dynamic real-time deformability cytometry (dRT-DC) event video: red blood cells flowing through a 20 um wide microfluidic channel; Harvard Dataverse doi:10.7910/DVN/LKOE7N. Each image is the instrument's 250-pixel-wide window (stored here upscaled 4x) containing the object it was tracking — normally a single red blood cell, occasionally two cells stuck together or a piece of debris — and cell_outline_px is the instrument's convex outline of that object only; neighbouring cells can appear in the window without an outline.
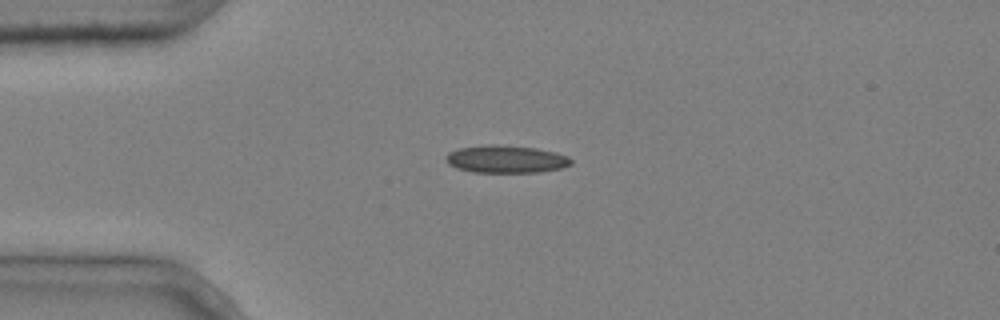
{"species": "common noctule bat (a hibernating species)", "species_latin": "Nyctalus noctula", "temperature_condition": "cold", "stored_images_in_passage": 8, "camera_frame_rate_fps": 3000, "um_per_image_px": 0.085, "animal": {"sex": "male", "body_mass_g": 20.4}, "frame": {"image": 1, "passage_image": 2, "time_ms": 0.333, "image_size_px": [1000, 320], "cell_outline_px": [[572, 164], [560, 168], [540, 172], [472, 172], [456, 168], [448, 164], [444, 156], [448, 152], [460, 148], [488, 144], [496, 144], [536, 148], [556, 152], [568, 156], [572, 160]], "centroid_in_image_um": [42.99, 13.52], "position_along_channel_um": 42.0, "area_um2": 20.23}}
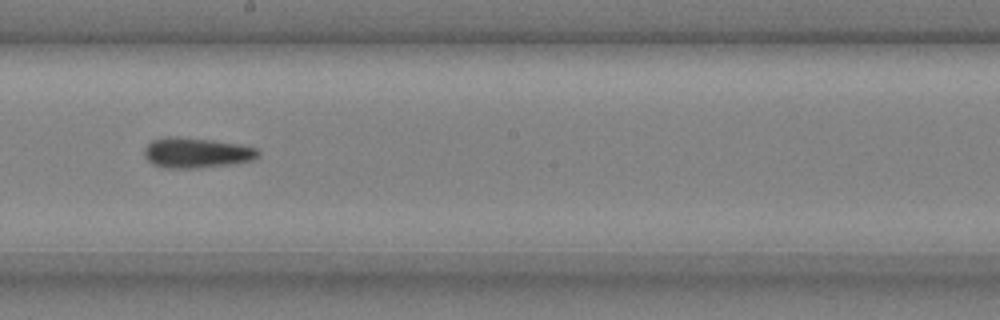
{"frame": {"image": 2, "passage_image": 7, "time_ms": 2.0, "image_size_px": [1000, 320], "cell_outline_px": [[260, 156], [252, 160], [228, 164], [196, 168], [168, 168], [152, 164], [144, 156], [144, 148], [152, 140], [168, 136], [176, 136], [212, 140], [240, 144], [256, 148], [260, 152]], "centroid_in_image_um": [16.68, 12.98], "position_along_channel_um": 231.5, "area_um2": 20.06}}
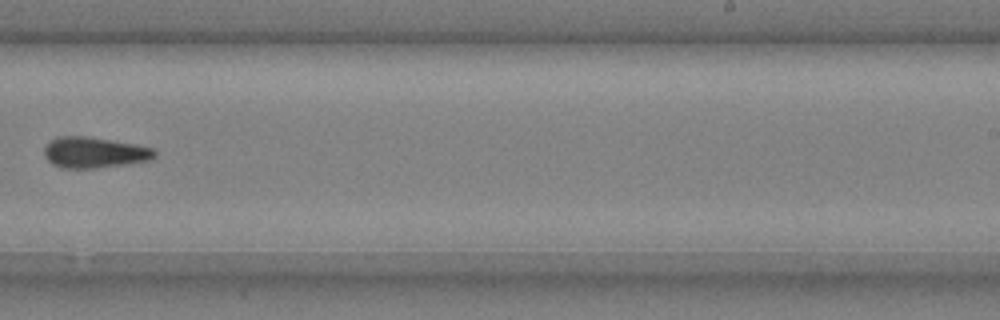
{"frame": {"image": 3, "passage_image": 8, "time_ms": 2.333, "image_size_px": [1000, 320], "cell_outline_px": [[156, 156], [148, 160], [124, 164], [92, 168], [60, 168], [52, 164], [44, 156], [44, 148], [56, 136], [84, 136], [132, 144], [152, 148], [156, 152]], "centroid_in_image_um": [7.96, 12.97], "position_along_channel_um": 281.0, "area_um2": 19.48}}